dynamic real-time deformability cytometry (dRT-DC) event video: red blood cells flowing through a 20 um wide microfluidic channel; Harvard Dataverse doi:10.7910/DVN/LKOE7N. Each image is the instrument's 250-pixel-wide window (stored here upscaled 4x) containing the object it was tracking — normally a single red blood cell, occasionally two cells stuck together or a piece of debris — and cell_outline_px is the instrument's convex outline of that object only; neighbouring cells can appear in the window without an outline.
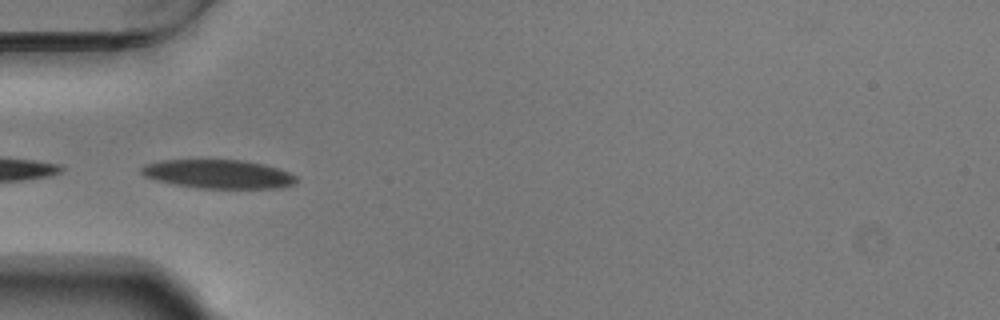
{"species": "Egyptian fruit bat (a non-hibernating species)", "species_latin": "Rousettus aegyptiacus", "temperature_condition": "warm", "stored_images_in_passage": 10, "camera_frame_rate_fps": 3000, "um_per_image_px": 0.085, "animal": {"sex": "male"}, "frame": {"image": 1, "passage_image": 5, "time_ms": 1.333, "image_size_px": [1000, 320], "cell_outline_px": [[296, 180], [292, 184], [280, 188], [200, 188], [176, 184], [156, 180], [144, 176], [140, 172], [140, 168], [144, 164], [156, 160], [244, 160], [264, 164], [280, 168], [296, 176]], "centroid_in_image_um": [18.53, 14.78], "position_along_channel_um": 66.5, "area_um2": 26.01}}